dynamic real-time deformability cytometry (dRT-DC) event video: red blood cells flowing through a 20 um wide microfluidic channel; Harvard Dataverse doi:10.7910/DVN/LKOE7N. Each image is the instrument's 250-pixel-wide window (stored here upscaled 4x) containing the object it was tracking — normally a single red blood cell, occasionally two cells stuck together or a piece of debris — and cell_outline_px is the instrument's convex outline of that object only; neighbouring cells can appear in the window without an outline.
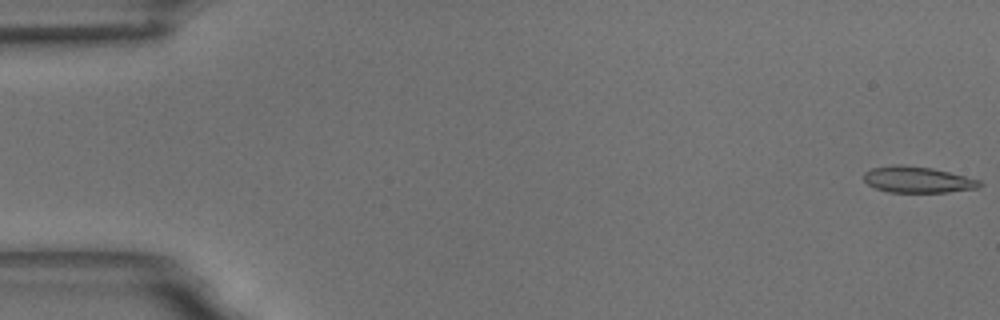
{"species": "common noctule bat (a hibernating species)", "species_latin": "Nyctalus noctula", "temperature_condition": "room temperature", "stored_images_in_passage": 55, "camera_frame_rate_fps": 3000, "um_per_image_px": 0.085, "animal": {"sex": "male", "body_mass_g": 18.8}, "frame": {"image": 1, "passage_image": 1, "time_ms": 0.0, "image_size_px": [1000, 320], "cell_outline_px": [[984, 184], [976, 188], [948, 192], [888, 192], [876, 188], [868, 184], [864, 180], [864, 172], [872, 168], [932, 168], [980, 180]], "centroid_in_image_um": [78.06, 15.33], "position_along_channel_um": 6.9, "area_um2": 16.65}}
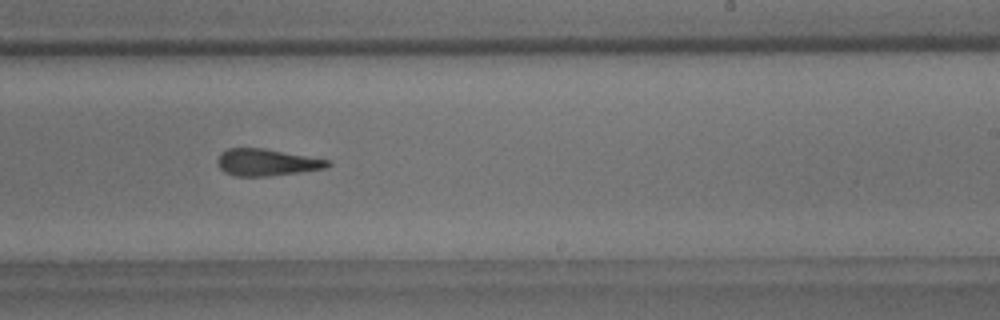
{"frame": {"image": 2, "passage_image": 34, "time_ms": 11.0, "image_size_px": [1000, 320], "cell_outline_px": [[332, 164], [324, 168], [300, 172], [268, 176], [236, 176], [224, 172], [220, 168], [216, 160], [228, 148], [264, 148], [332, 160]], "centroid_in_image_um": [22.7, 13.8], "position_along_channel_um": 266.3, "area_um2": 17.22}}
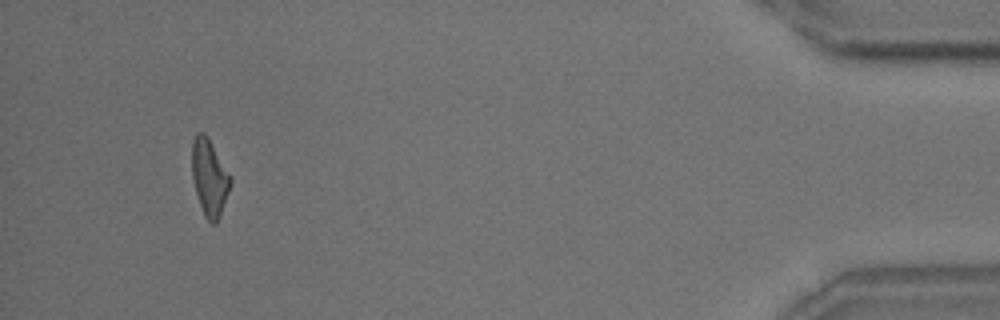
{"frame": {"image": 3, "passage_image": 52, "time_ms": 17.0, "image_size_px": [1000, 320], "cell_outline_px": [[232, 180], [228, 192], [216, 224], [212, 224], [204, 216], [196, 192], [192, 176], [192, 140], [196, 132], [204, 132], [208, 136], [232, 176]], "centroid_in_image_um": [17.8, 15.03], "position_along_channel_um": 417.4, "area_um2": 17.22}, "authors_computed_cell_mechanics": {"area_um2": 17.8024, "velocity_mm_per_s": 3.6891, "shape_relaxation_time_tau1_ms": 9.6296, "shape_relaxation_time_tau2_ms": 2.2771, "deformation_change_tau1": 0.2207, "deformation_change_tau2": 0.1151}}